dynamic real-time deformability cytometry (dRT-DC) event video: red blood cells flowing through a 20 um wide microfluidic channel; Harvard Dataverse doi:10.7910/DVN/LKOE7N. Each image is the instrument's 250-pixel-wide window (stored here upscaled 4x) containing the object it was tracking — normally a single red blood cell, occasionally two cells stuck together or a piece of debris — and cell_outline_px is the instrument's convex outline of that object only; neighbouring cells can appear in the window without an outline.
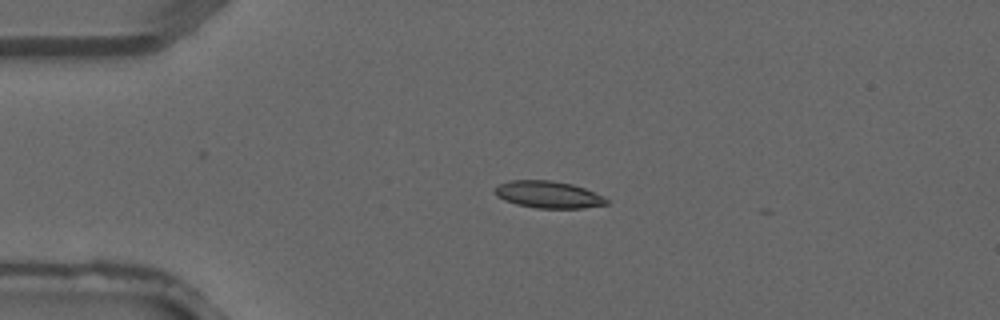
{"species": "common noctule bat (a hibernating species)", "species_latin": "Nyctalus noctula", "temperature_condition": "warm", "stored_images_in_passage": 2, "camera_frame_rate_fps": 3000, "um_per_image_px": 0.085, "animal": {"sex": "male", "forearm_length_mm": 52.5}, "frame": {"image": 1, "passage_image": 1, "time_ms": 0.0, "image_size_px": [1000, 320], "cell_outline_px": [[608, 204], [584, 208], [536, 208], [516, 204], [504, 200], [496, 196], [492, 192], [492, 188], [500, 184], [512, 180], [552, 180], [572, 184], [584, 188], [604, 196], [608, 200]], "centroid_in_image_um": [46.58, 16.54], "position_along_channel_um": 38.4, "area_um2": 17.74}}